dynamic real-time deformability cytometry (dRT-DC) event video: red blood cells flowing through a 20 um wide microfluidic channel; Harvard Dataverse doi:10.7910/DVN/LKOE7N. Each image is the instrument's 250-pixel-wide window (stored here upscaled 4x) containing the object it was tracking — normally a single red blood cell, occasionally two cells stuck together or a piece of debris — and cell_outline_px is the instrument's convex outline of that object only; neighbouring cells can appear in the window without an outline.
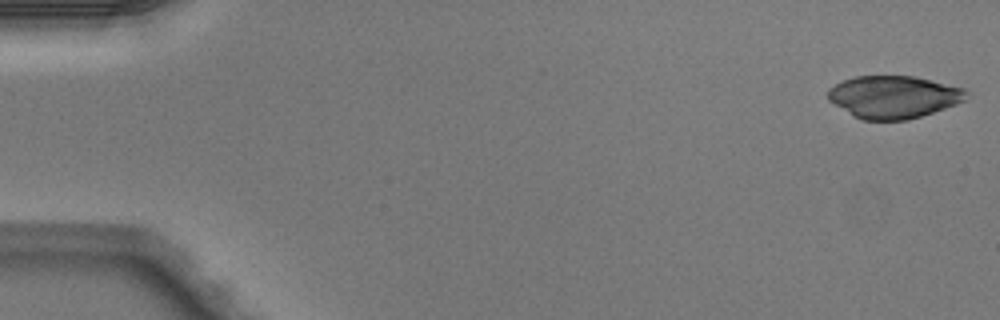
{"species": "Egyptian fruit bat (a non-hibernating species)", "species_latin": "Rousettus aegyptiacus", "temperature_condition": "warm", "stored_images_in_passage": 4, "segment_of_instrument_passage": [2, 2], "camera_frame_rate_fps": 3000, "um_per_image_px": 0.085, "animal": {"sex": "male"}, "frame": {"image": 1, "passage_image": 4, "time_ms": 1.0, "image_size_px": [1000, 320], "cell_outline_px": [[968, 100], [908, 120], [860, 120], [828, 100], [828, 88], [844, 80], [856, 76], [916, 76], [964, 88], [968, 92]], "centroid_in_image_um": [75.97, 8.23], "position_along_channel_um": 9.0, "area_um2": 34.28}}